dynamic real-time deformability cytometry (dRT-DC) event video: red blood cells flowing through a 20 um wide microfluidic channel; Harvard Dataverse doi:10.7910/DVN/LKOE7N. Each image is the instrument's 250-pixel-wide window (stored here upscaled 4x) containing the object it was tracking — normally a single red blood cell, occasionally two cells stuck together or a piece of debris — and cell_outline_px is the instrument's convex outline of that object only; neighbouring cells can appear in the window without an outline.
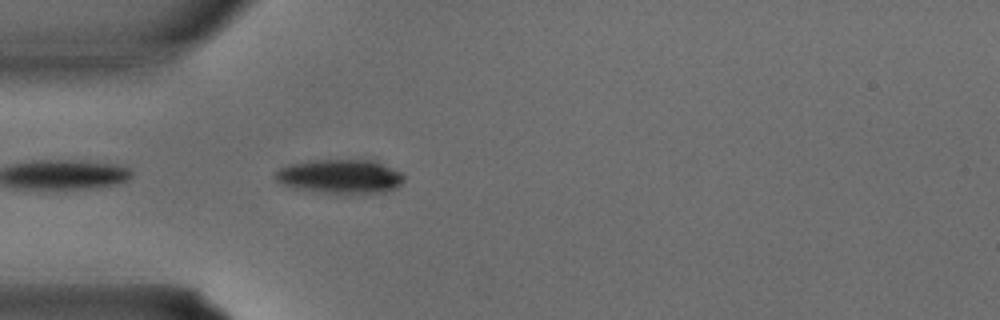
{"species": "common noctule bat (a hibernating species)", "species_latin": "Nyctalus noctula", "temperature_condition": "warm", "stored_images_in_passage": 25, "camera_frame_rate_fps": 3000, "um_per_image_px": 0.085, "animal": {"sex": "male", "body_mass_g": 15.6}, "frame": {"image": 1, "passage_image": 10, "time_ms": 3.0, "image_size_px": [1000, 320], "cell_outline_px": [[404, 180], [396, 188], [388, 192], [344, 196], [336, 196], [292, 188], [280, 184], [272, 176], [280, 168], [292, 164], [308, 160], [376, 160], [400, 172], [404, 176]], "centroid_in_image_um": [28.91, 15.05], "position_along_channel_um": 56.1, "area_um2": 26.7}}
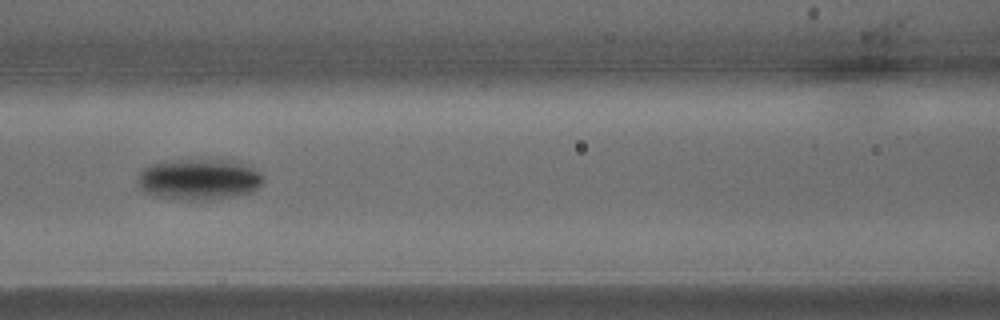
{"frame": {"image": 2, "passage_image": 15, "time_ms": 4.667, "image_size_px": [1000, 320], "cell_outline_px": [[264, 180], [256, 188], [248, 192], [208, 200], [184, 200], [160, 196], [148, 192], [140, 188], [140, 172], [144, 168], [152, 164], [180, 160], [228, 160], [252, 168], [260, 172], [264, 176]], "centroid_in_image_um": [16.93, 15.24], "position_along_channel_um": 149.7, "area_um2": 29.02}}